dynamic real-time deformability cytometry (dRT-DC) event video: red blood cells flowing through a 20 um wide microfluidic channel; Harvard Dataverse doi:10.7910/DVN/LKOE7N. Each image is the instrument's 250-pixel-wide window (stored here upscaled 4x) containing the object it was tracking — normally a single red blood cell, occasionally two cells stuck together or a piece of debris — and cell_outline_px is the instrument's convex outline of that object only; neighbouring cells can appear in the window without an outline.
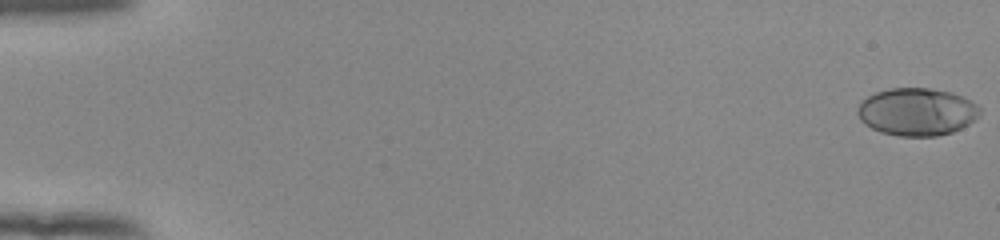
{"species": "human", "species_latin": "Homo sapiens", "temperature_condition": "room temperature", "stored_images_in_passage": 55, "camera_frame_rate_fps": 3000, "um_per_image_px": 0.085, "donor": {"sex": "female"}, "frame": {"image": 1, "passage_image": 1, "time_ms": 0.0, "image_size_px": [1000, 240], "cell_outline_px": [[980, 116], [968, 124], [952, 132], [936, 136], [900, 136], [880, 132], [864, 124], [860, 120], [856, 112], [860, 100], [876, 92], [888, 88], [928, 88], [952, 92], [976, 104], [980, 108]], "centroid_in_image_um": [77.9, 9.5], "position_along_channel_um": 7.1, "area_um2": 34.04}}
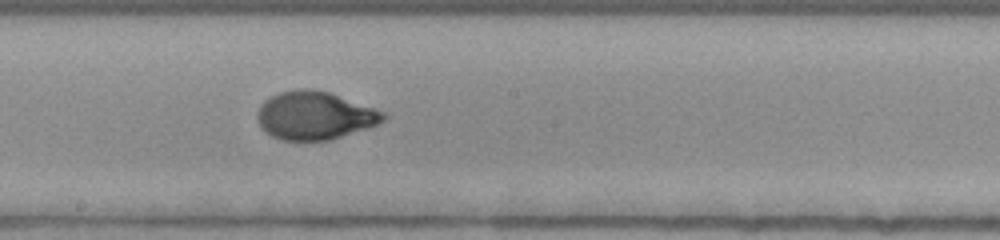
{"frame": {"image": 2, "passage_image": 32, "time_ms": 10.333, "image_size_px": [1000, 240], "cell_outline_px": [[388, 116], [384, 120], [376, 124], [332, 140], [284, 140], [272, 136], [260, 124], [256, 116], [260, 104], [264, 100], [280, 92], [304, 88], [308, 88], [328, 92], [388, 112]], "centroid_in_image_um": [26.78, 9.81], "position_along_channel_um": 221.4, "area_um2": 35.08}}
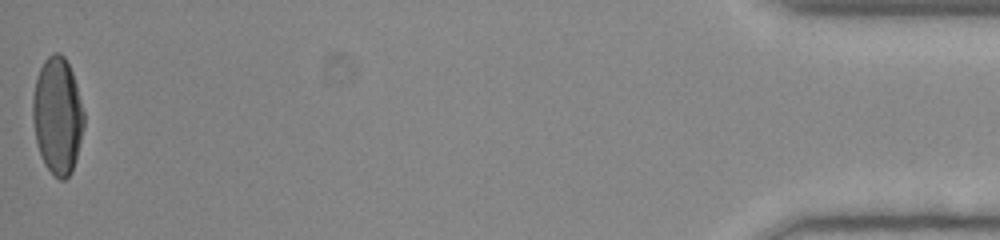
{"frame": {"image": 3, "passage_image": 55, "time_ms": 18.0, "image_size_px": [1000, 240], "cell_outline_px": [[84, 124], [72, 172], [64, 180], [60, 180], [44, 164], [36, 140], [32, 120], [32, 100], [36, 76], [44, 60], [52, 52], [60, 52], [64, 56], [72, 72], [76, 84], [84, 112]], "centroid_in_image_um": [4.87, 9.79], "position_along_channel_um": 430.3, "area_um2": 34.74}, "authors_computed_cell_mechanics": {"area_um2": 34.0442, "velocity_mm_per_s": 3.8804, "shape_relaxation_time_tau1_ms": 5.7145, "shape_relaxation_time_tau2_ms": null, "deformation_change_tau1": 0.2516, "deformation_change_tau2": null}}